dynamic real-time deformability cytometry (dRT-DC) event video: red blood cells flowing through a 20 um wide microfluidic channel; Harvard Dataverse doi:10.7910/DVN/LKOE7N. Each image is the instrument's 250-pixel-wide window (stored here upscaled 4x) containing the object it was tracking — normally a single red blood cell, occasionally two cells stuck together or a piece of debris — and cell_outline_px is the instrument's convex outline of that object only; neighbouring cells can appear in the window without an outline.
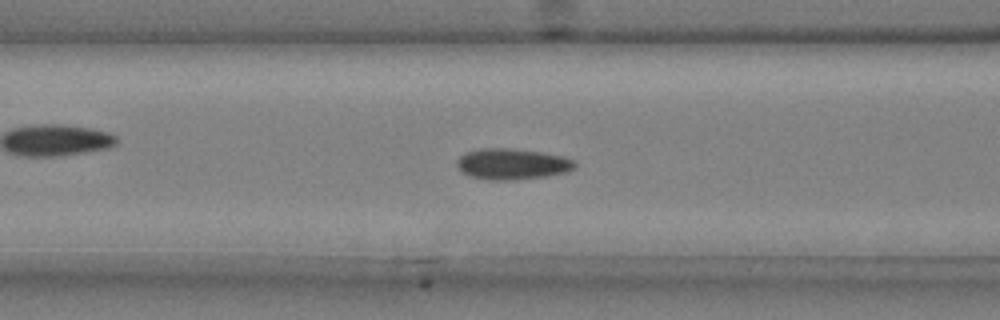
{"species": "common noctule bat (a hibernating species)", "species_latin": "Nyctalus noctula", "temperature_condition": "cold", "stored_images_in_passage": 50, "camera_frame_rate_fps": 3000, "um_per_image_px": 0.085, "animal": {"sex": "male", "body_mass_g": 20.4}, "frame": {"image": 1, "passage_image": 20, "time_ms": 6.333, "image_size_px": [1000, 320], "cell_outline_px": [[576, 164], [568, 172], [544, 176], [516, 180], [488, 180], [468, 176], [460, 172], [456, 164], [456, 160], [464, 152], [480, 148], [512, 148], [540, 152], [564, 156], [572, 160]], "centroid_in_image_um": [43.46, 13.94], "position_along_channel_um": 123.1, "area_um2": 21.5}}
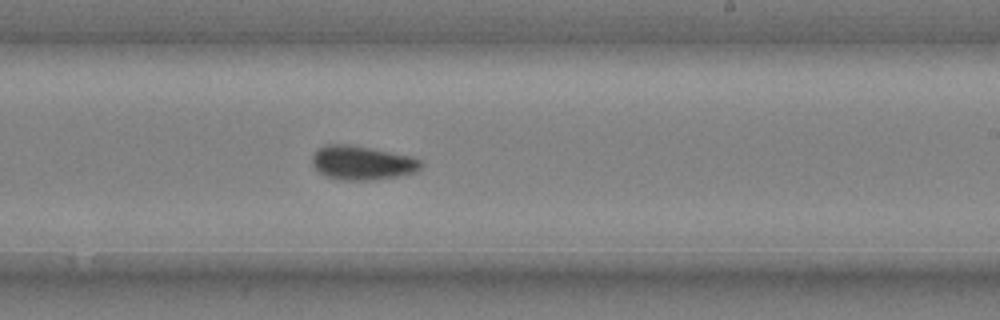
{"frame": {"image": 2, "passage_image": 31, "time_ms": 10.0, "image_size_px": [1000, 320], "cell_outline_px": [[424, 164], [416, 172], [400, 176], [376, 180], [340, 180], [324, 176], [312, 164], [312, 156], [316, 148], [324, 144], [348, 144], [408, 156], [420, 160]], "centroid_in_image_um": [30.74, 13.85], "position_along_channel_um": 258.3, "area_um2": 21.62}}
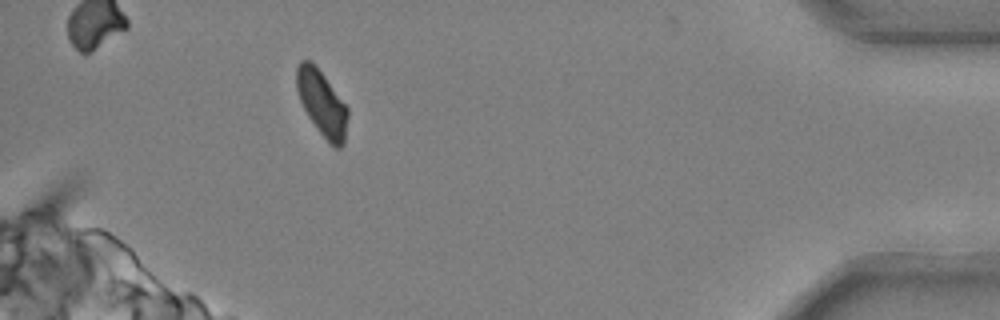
{"frame": {"image": 3, "passage_image": 47, "time_ms": 15.333, "image_size_px": [1000, 320], "cell_outline_px": [[348, 116], [344, 144], [340, 148], [336, 148], [316, 128], [308, 116], [300, 100], [296, 88], [296, 68], [300, 60], [312, 60], [348, 108]], "centroid_in_image_um": [27.35, 8.74], "position_along_channel_um": 407.8, "area_um2": 19.31}, "authors_computed_cell_mechanics": {"area_um2": 20.7213, "velocity_mm_per_s": 3.6931, "shape_relaxation_time_tau1_ms": 5.6192, "shape_relaxation_time_tau2_ms": 4.2493, "deformation_change_tau1": 0.1183, "deformation_change_tau2": 0.0774}}